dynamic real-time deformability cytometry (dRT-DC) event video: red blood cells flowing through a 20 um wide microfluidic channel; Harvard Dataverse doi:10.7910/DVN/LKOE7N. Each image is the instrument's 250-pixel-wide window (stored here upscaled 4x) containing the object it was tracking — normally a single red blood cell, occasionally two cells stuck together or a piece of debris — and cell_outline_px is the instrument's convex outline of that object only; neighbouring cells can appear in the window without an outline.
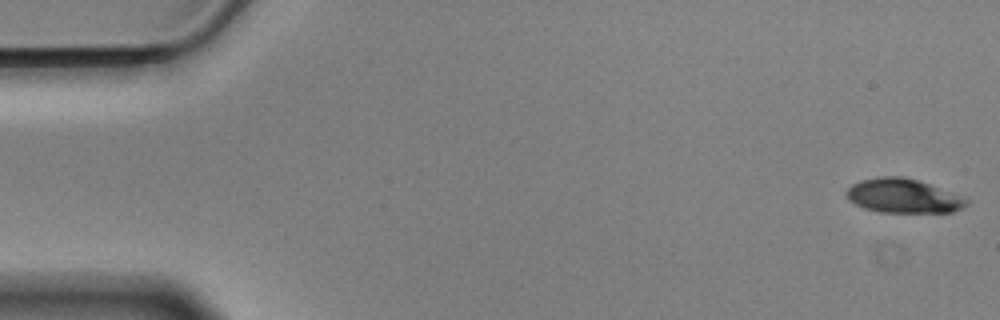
{"species": "Egyptian fruit bat (a non-hibernating species)", "species_latin": "Rousettus aegyptiacus", "temperature_condition": "cold", "stored_images_in_passage": 57, "camera_frame_rate_fps": 3000, "um_per_image_px": 0.085, "animal": {"sex": "male"}, "frame": {"image": 1, "passage_image": 1, "time_ms": 0.0, "image_size_px": [1000, 320], "cell_outline_px": [[968, 204], [964, 208], [952, 212], [880, 212], [864, 208], [848, 200], [844, 192], [852, 184], [860, 180], [880, 176], [900, 176], [916, 180], [964, 196], [968, 200]], "centroid_in_image_um": [76.76, 16.65], "position_along_channel_um": 8.2, "area_um2": 23.93}}
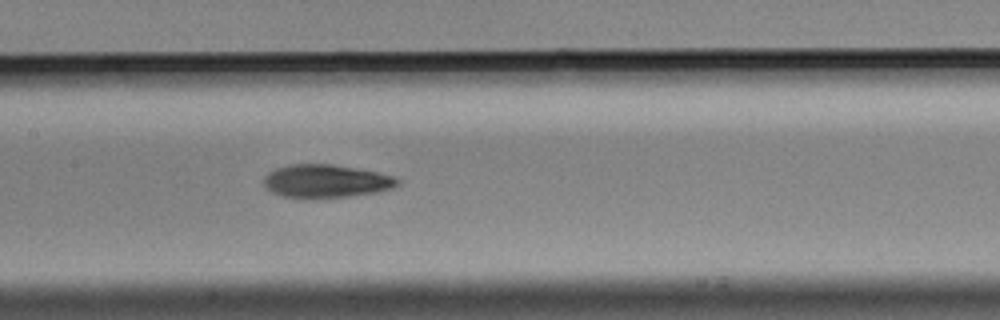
{"frame": {"image": 2, "passage_image": 27, "time_ms": 8.667, "image_size_px": [1000, 320], "cell_outline_px": [[400, 184], [392, 188], [376, 192], [348, 196], [284, 196], [272, 192], [264, 188], [264, 176], [268, 172], [276, 168], [288, 164], [332, 164], [356, 168], [396, 176], [400, 180]], "centroid_in_image_um": [27.72, 15.36], "position_along_channel_um": 179.7, "area_um2": 25.37}}
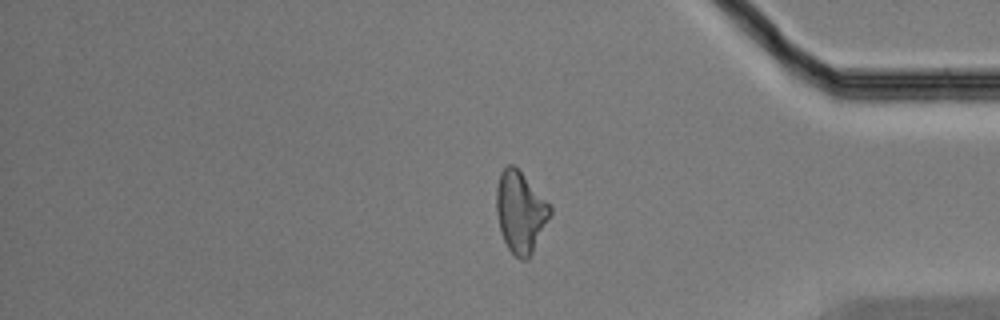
{"frame": {"image": 3, "passage_image": 47, "time_ms": 15.333, "image_size_px": [1000, 320], "cell_outline_px": [[552, 212], [532, 252], [524, 260], [520, 260], [508, 248], [504, 240], [500, 228], [496, 212], [496, 188], [500, 172], [508, 164], [512, 164], [552, 204]], "centroid_in_image_um": [44.24, 17.99], "position_along_channel_um": 391.0, "area_um2": 25.2}, "authors_computed_cell_mechanics": {"area_um2": 25.5476, "velocity_mm_per_s": 3.5042, "shape_relaxation_time_tau1_ms": 4.4961, "shape_relaxation_time_tau2_ms": 3.86, "deformation_change_tau1": 0.1489, "deformation_change_tau2": 0.0992}}